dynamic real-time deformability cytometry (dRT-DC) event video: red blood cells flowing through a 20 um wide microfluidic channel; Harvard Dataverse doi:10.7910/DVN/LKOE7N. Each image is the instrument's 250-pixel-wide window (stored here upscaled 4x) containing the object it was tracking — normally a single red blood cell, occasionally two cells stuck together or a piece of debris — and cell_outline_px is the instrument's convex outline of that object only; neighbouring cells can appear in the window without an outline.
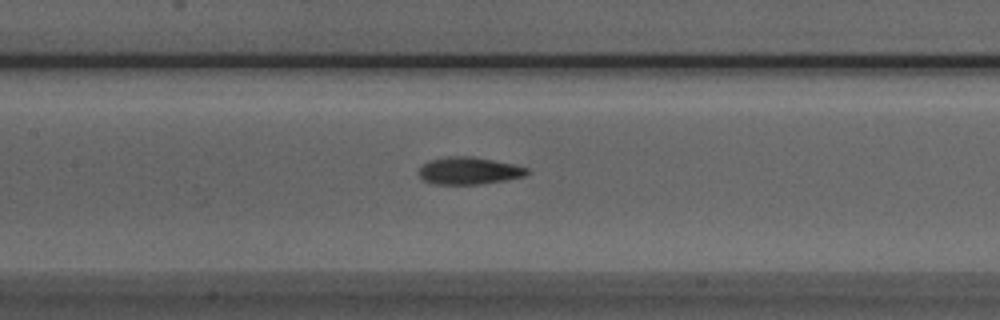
{"species": "Egyptian fruit bat (a non-hibernating species)", "species_latin": "Rousettus aegyptiacus", "temperature_condition": "room temperature", "stored_images_in_passage": 38, "camera_frame_rate_fps": 3000, "um_per_image_px": 0.085, "animal": {"sex": "male"}, "frame": {"image": 1, "passage_image": 20, "time_ms": 6.333, "image_size_px": [1000, 320], "cell_outline_px": [[528, 172], [524, 176], [504, 180], [480, 184], [436, 184], [424, 180], [420, 176], [420, 168], [428, 160], [448, 156], [472, 156], [512, 164], [528, 168]], "centroid_in_image_um": [39.84, 14.51], "position_along_channel_um": 167.6, "area_um2": 16.94}}
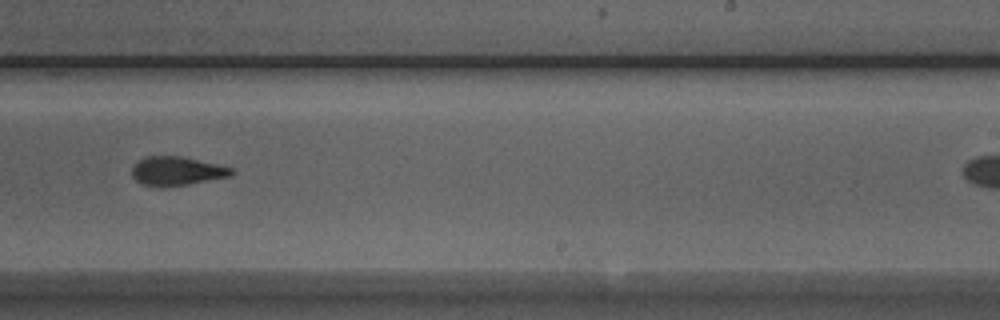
{"frame": {"image": 2, "passage_image": 28, "time_ms": 9.0, "image_size_px": [1000, 320], "cell_outline_px": [[236, 172], [232, 176], [188, 184], [140, 184], [132, 176], [132, 164], [144, 156], [180, 156], [216, 164], [232, 168]], "centroid_in_image_um": [15.03, 14.5], "position_along_channel_um": 274.0, "area_um2": 16.3}}
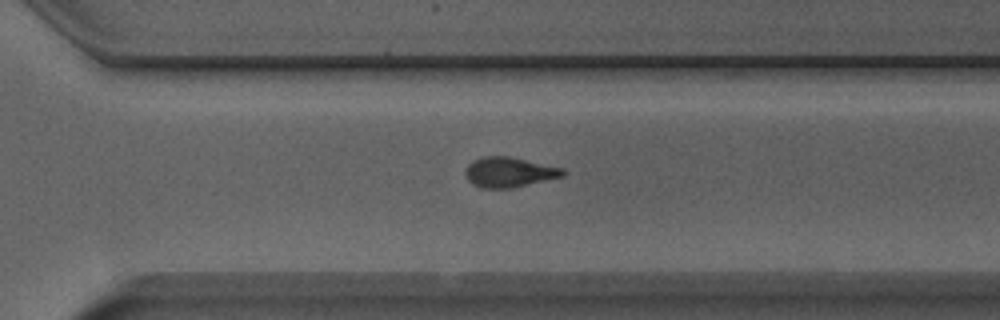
{"frame": {"image": 3, "passage_image": 32, "time_ms": 10.333, "image_size_px": [1000, 320], "cell_outline_px": [[568, 172], [564, 176], [512, 188], [484, 188], [472, 184], [468, 180], [464, 172], [464, 168], [472, 160], [484, 156], [512, 156], [564, 168]], "centroid_in_image_um": [43.29, 14.62], "position_along_channel_um": 327.3, "area_um2": 17.4}}